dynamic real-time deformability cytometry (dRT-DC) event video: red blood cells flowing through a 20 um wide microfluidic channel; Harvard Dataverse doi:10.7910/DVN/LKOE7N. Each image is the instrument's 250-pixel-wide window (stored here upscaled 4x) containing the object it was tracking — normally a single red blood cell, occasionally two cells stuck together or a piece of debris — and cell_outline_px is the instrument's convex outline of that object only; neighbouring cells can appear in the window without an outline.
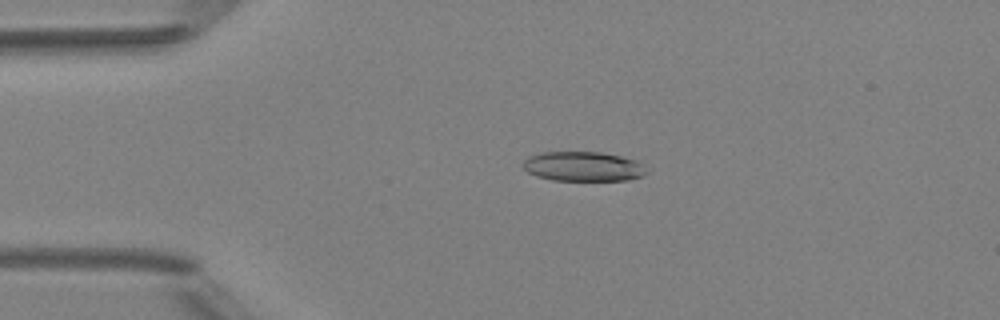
{"species": "Egyptian fruit bat (a non-hibernating species)", "species_latin": "Rousettus aegyptiacus", "temperature_condition": "room temperature", "stored_images_in_passage": 3, "camera_frame_rate_fps": 3000, "um_per_image_px": 0.085, "animal": {"sex": "female"}, "frame": {"image": 1, "passage_image": 2, "time_ms": 1.0, "image_size_px": [1000, 320], "cell_outline_px": [[648, 172], [644, 176], [628, 180], [552, 180], [536, 176], [528, 172], [524, 168], [524, 160], [528, 156], [540, 152], [600, 152], [620, 156], [636, 160]], "centroid_in_image_um": [49.56, 14.15], "position_along_channel_um": 35.4, "area_um2": 21.27}}